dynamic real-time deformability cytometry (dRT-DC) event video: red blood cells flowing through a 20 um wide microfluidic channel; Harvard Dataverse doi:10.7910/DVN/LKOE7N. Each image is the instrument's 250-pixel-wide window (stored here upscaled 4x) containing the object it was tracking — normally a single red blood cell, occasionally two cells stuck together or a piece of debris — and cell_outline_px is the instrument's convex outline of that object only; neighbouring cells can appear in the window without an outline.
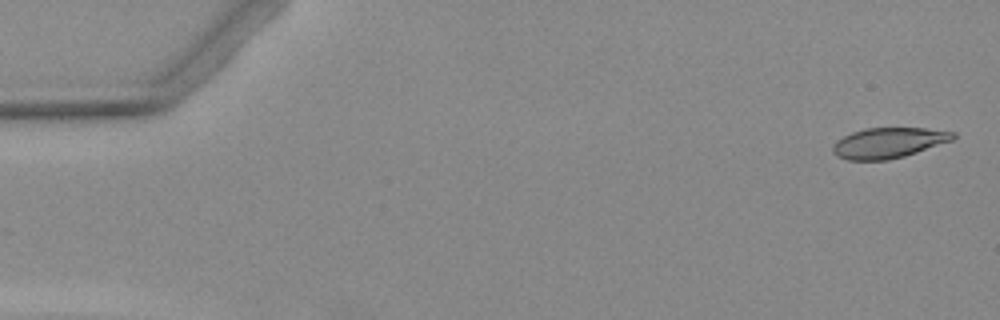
{"species": "Egyptian fruit bat (a non-hibernating species)", "species_latin": "Rousettus aegyptiacus", "temperature_condition": "warm", "stored_images_in_passage": 5, "camera_frame_rate_fps": 3000, "um_per_image_px": 0.085, "animal": {"sex": "female"}, "frame": {"image": 1, "passage_image": 1, "time_ms": 0.0, "image_size_px": [1000, 320], "cell_outline_px": [[956, 136], [952, 140], [904, 156], [888, 160], [848, 160], [836, 156], [832, 152], [832, 144], [836, 140], [852, 132], [864, 128], [924, 128], [956, 132]], "centroid_in_image_um": [75.48, 12.14], "position_along_channel_um": 9.5, "area_um2": 21.33}}
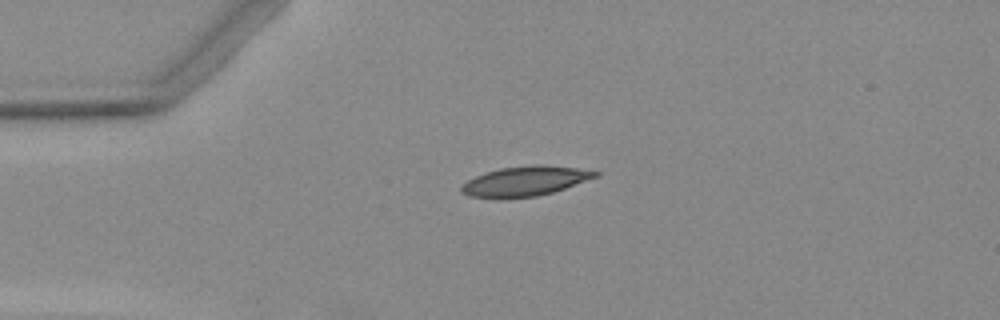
{"frame": {"image": 2, "passage_image": 4, "time_ms": 3.667, "image_size_px": [1000, 320], "cell_outline_px": [[600, 176], [552, 192], [536, 196], [500, 200], [468, 196], [460, 192], [460, 188], [468, 180], [476, 176], [500, 168], [532, 164], [544, 164], [576, 168], [600, 172]], "centroid_in_image_um": [44.61, 15.41], "position_along_channel_um": 40.4, "area_um2": 23.52}}